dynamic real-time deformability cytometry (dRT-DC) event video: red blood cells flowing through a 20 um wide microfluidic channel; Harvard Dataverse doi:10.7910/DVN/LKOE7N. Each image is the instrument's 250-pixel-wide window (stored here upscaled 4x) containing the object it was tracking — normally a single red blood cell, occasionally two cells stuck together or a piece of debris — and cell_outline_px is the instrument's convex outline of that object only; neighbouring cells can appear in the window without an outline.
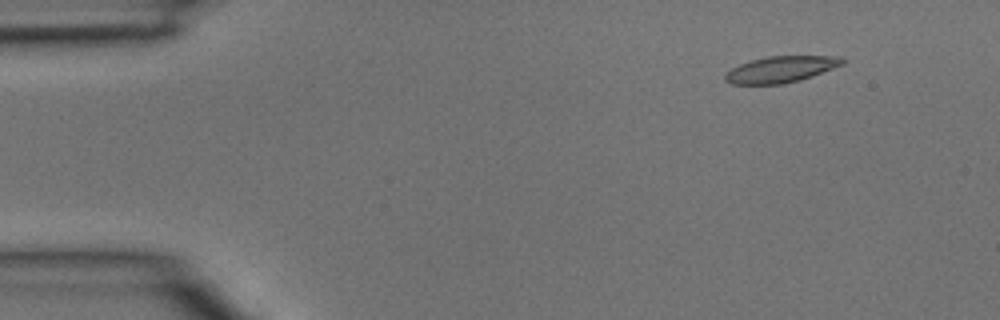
{"species": "common noctule bat (a hibernating species)", "species_latin": "Nyctalus noctula", "temperature_condition": "room temperature", "stored_images_in_passage": 3, "camera_frame_rate_fps": 3000, "um_per_image_px": 0.085, "animal": {"sex": "male", "body_mass_g": 15.6}, "frame": {"image": 1, "passage_image": 1, "time_ms": 0.0, "image_size_px": [1000, 320], "cell_outline_px": [[844, 64], [812, 76], [800, 80], [780, 84], [732, 84], [724, 80], [724, 72], [740, 64], [752, 60], [768, 56], [840, 56], [844, 60]], "centroid_in_image_um": [66.35, 5.89], "position_along_channel_um": 18.7, "area_um2": 17.92}}
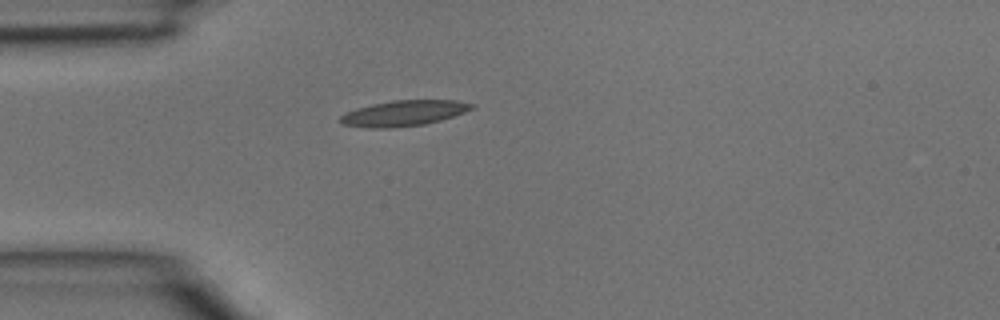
{"frame": {"image": 2, "passage_image": 3, "time_ms": 0.667, "image_size_px": [1000, 320], "cell_outline_px": [[476, 108], [440, 120], [424, 124], [396, 128], [368, 128], [340, 124], [340, 116], [356, 108], [372, 104], [392, 100], [456, 100], [476, 104]], "centroid_in_image_um": [34.33, 9.62], "position_along_channel_um": 50.7, "area_um2": 19.71}}